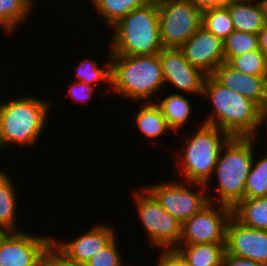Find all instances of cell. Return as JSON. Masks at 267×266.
I'll return each mask as SVG.
<instances>
[{
	"instance_id": "1",
	"label": "cell",
	"mask_w": 267,
	"mask_h": 266,
	"mask_svg": "<svg viewBox=\"0 0 267 266\" xmlns=\"http://www.w3.org/2000/svg\"><path fill=\"white\" fill-rule=\"evenodd\" d=\"M203 97L212 106L203 124L216 126L230 137H258L263 110L251 99L221 85L212 75L205 78Z\"/></svg>"
},
{
	"instance_id": "2",
	"label": "cell",
	"mask_w": 267,
	"mask_h": 266,
	"mask_svg": "<svg viewBox=\"0 0 267 266\" xmlns=\"http://www.w3.org/2000/svg\"><path fill=\"white\" fill-rule=\"evenodd\" d=\"M258 137H230L222 146L212 178L205 184L210 188V181L216 176L217 195L209 197V202H219L233 209L245 197V182L255 154ZM254 149V150H253ZM217 199V200H216Z\"/></svg>"
},
{
	"instance_id": "3",
	"label": "cell",
	"mask_w": 267,
	"mask_h": 266,
	"mask_svg": "<svg viewBox=\"0 0 267 266\" xmlns=\"http://www.w3.org/2000/svg\"><path fill=\"white\" fill-rule=\"evenodd\" d=\"M164 87L158 54L141 56L111 54L110 90L116 95L136 100L138 103L155 102L151 97H159L156 94Z\"/></svg>"
},
{
	"instance_id": "4",
	"label": "cell",
	"mask_w": 267,
	"mask_h": 266,
	"mask_svg": "<svg viewBox=\"0 0 267 266\" xmlns=\"http://www.w3.org/2000/svg\"><path fill=\"white\" fill-rule=\"evenodd\" d=\"M50 106L48 99H40L31 94L0 102L1 151L8 144L28 148L38 144L49 117Z\"/></svg>"
},
{
	"instance_id": "5",
	"label": "cell",
	"mask_w": 267,
	"mask_h": 266,
	"mask_svg": "<svg viewBox=\"0 0 267 266\" xmlns=\"http://www.w3.org/2000/svg\"><path fill=\"white\" fill-rule=\"evenodd\" d=\"M110 53L129 56L154 55L162 49L157 0H151L112 25Z\"/></svg>"
},
{
	"instance_id": "6",
	"label": "cell",
	"mask_w": 267,
	"mask_h": 266,
	"mask_svg": "<svg viewBox=\"0 0 267 266\" xmlns=\"http://www.w3.org/2000/svg\"><path fill=\"white\" fill-rule=\"evenodd\" d=\"M184 153L177 154L182 180L188 183L206 184L213 175L222 146L230 136L216 126L203 124L193 134L183 137Z\"/></svg>"
},
{
	"instance_id": "7",
	"label": "cell",
	"mask_w": 267,
	"mask_h": 266,
	"mask_svg": "<svg viewBox=\"0 0 267 266\" xmlns=\"http://www.w3.org/2000/svg\"><path fill=\"white\" fill-rule=\"evenodd\" d=\"M142 189L133 190L132 194L149 244L159 249H176L180 244L182 223L168 213L145 187Z\"/></svg>"
},
{
	"instance_id": "8",
	"label": "cell",
	"mask_w": 267,
	"mask_h": 266,
	"mask_svg": "<svg viewBox=\"0 0 267 266\" xmlns=\"http://www.w3.org/2000/svg\"><path fill=\"white\" fill-rule=\"evenodd\" d=\"M163 48H180L201 26L202 10L192 0H157Z\"/></svg>"
},
{
	"instance_id": "9",
	"label": "cell",
	"mask_w": 267,
	"mask_h": 266,
	"mask_svg": "<svg viewBox=\"0 0 267 266\" xmlns=\"http://www.w3.org/2000/svg\"><path fill=\"white\" fill-rule=\"evenodd\" d=\"M187 185L190 188L192 185L197 186L196 188L199 189L193 191ZM146 189L168 213L182 224L207 205L209 203L208 198L211 197L207 195L208 189L205 184H188L187 182L184 184L183 180L181 182L174 180L173 182L148 185Z\"/></svg>"
},
{
	"instance_id": "10",
	"label": "cell",
	"mask_w": 267,
	"mask_h": 266,
	"mask_svg": "<svg viewBox=\"0 0 267 266\" xmlns=\"http://www.w3.org/2000/svg\"><path fill=\"white\" fill-rule=\"evenodd\" d=\"M216 204L209 202L182 224L180 244L226 243V227L232 209Z\"/></svg>"
},
{
	"instance_id": "11",
	"label": "cell",
	"mask_w": 267,
	"mask_h": 266,
	"mask_svg": "<svg viewBox=\"0 0 267 266\" xmlns=\"http://www.w3.org/2000/svg\"><path fill=\"white\" fill-rule=\"evenodd\" d=\"M52 246V236L7 231L0 236V266H39Z\"/></svg>"
},
{
	"instance_id": "12",
	"label": "cell",
	"mask_w": 267,
	"mask_h": 266,
	"mask_svg": "<svg viewBox=\"0 0 267 266\" xmlns=\"http://www.w3.org/2000/svg\"><path fill=\"white\" fill-rule=\"evenodd\" d=\"M165 86L202 97L206 74L193 67L180 48H163L159 53Z\"/></svg>"
},
{
	"instance_id": "13",
	"label": "cell",
	"mask_w": 267,
	"mask_h": 266,
	"mask_svg": "<svg viewBox=\"0 0 267 266\" xmlns=\"http://www.w3.org/2000/svg\"><path fill=\"white\" fill-rule=\"evenodd\" d=\"M226 254L267 266V230L242 225L233 216L226 227Z\"/></svg>"
},
{
	"instance_id": "14",
	"label": "cell",
	"mask_w": 267,
	"mask_h": 266,
	"mask_svg": "<svg viewBox=\"0 0 267 266\" xmlns=\"http://www.w3.org/2000/svg\"><path fill=\"white\" fill-rule=\"evenodd\" d=\"M89 229L74 240L66 242L52 238V246L67 260L84 266L97 252L117 238L115 228L106 223L96 224Z\"/></svg>"
},
{
	"instance_id": "15",
	"label": "cell",
	"mask_w": 267,
	"mask_h": 266,
	"mask_svg": "<svg viewBox=\"0 0 267 266\" xmlns=\"http://www.w3.org/2000/svg\"><path fill=\"white\" fill-rule=\"evenodd\" d=\"M180 49L185 59L207 76L225 62L223 41L202 25Z\"/></svg>"
},
{
	"instance_id": "16",
	"label": "cell",
	"mask_w": 267,
	"mask_h": 266,
	"mask_svg": "<svg viewBox=\"0 0 267 266\" xmlns=\"http://www.w3.org/2000/svg\"><path fill=\"white\" fill-rule=\"evenodd\" d=\"M212 76L223 86L251 99L262 110L267 107V76L245 74L227 62L220 64Z\"/></svg>"
},
{
	"instance_id": "17",
	"label": "cell",
	"mask_w": 267,
	"mask_h": 266,
	"mask_svg": "<svg viewBox=\"0 0 267 266\" xmlns=\"http://www.w3.org/2000/svg\"><path fill=\"white\" fill-rule=\"evenodd\" d=\"M226 7L237 31L258 34L267 23L260 0H231Z\"/></svg>"
},
{
	"instance_id": "18",
	"label": "cell",
	"mask_w": 267,
	"mask_h": 266,
	"mask_svg": "<svg viewBox=\"0 0 267 266\" xmlns=\"http://www.w3.org/2000/svg\"><path fill=\"white\" fill-rule=\"evenodd\" d=\"M176 250L191 266H222L225 243L179 244Z\"/></svg>"
},
{
	"instance_id": "19",
	"label": "cell",
	"mask_w": 267,
	"mask_h": 266,
	"mask_svg": "<svg viewBox=\"0 0 267 266\" xmlns=\"http://www.w3.org/2000/svg\"><path fill=\"white\" fill-rule=\"evenodd\" d=\"M171 93L170 95H165L162 100L159 99L158 103H155L161 109L168 127L175 133L181 130L180 128H184L185 124L187 126L191 120V114H193V106L189 98L185 97L184 94Z\"/></svg>"
},
{
	"instance_id": "20",
	"label": "cell",
	"mask_w": 267,
	"mask_h": 266,
	"mask_svg": "<svg viewBox=\"0 0 267 266\" xmlns=\"http://www.w3.org/2000/svg\"><path fill=\"white\" fill-rule=\"evenodd\" d=\"M142 105L140 110L134 113V120L141 134L145 136V139L148 138L151 142H154L163 136L164 133L172 131L168 127L161 109L155 102H145Z\"/></svg>"
},
{
	"instance_id": "21",
	"label": "cell",
	"mask_w": 267,
	"mask_h": 266,
	"mask_svg": "<svg viewBox=\"0 0 267 266\" xmlns=\"http://www.w3.org/2000/svg\"><path fill=\"white\" fill-rule=\"evenodd\" d=\"M16 186L7 171L0 169V229L4 232L18 231L16 209Z\"/></svg>"
},
{
	"instance_id": "22",
	"label": "cell",
	"mask_w": 267,
	"mask_h": 266,
	"mask_svg": "<svg viewBox=\"0 0 267 266\" xmlns=\"http://www.w3.org/2000/svg\"><path fill=\"white\" fill-rule=\"evenodd\" d=\"M232 216L246 227L267 230V196L243 199L232 209Z\"/></svg>"
},
{
	"instance_id": "23",
	"label": "cell",
	"mask_w": 267,
	"mask_h": 266,
	"mask_svg": "<svg viewBox=\"0 0 267 266\" xmlns=\"http://www.w3.org/2000/svg\"><path fill=\"white\" fill-rule=\"evenodd\" d=\"M34 0H0V29L8 36L31 15Z\"/></svg>"
},
{
	"instance_id": "24",
	"label": "cell",
	"mask_w": 267,
	"mask_h": 266,
	"mask_svg": "<svg viewBox=\"0 0 267 266\" xmlns=\"http://www.w3.org/2000/svg\"><path fill=\"white\" fill-rule=\"evenodd\" d=\"M96 13L108 27L114 25L119 19L133 10L142 7L151 0H89ZM95 7V8H94Z\"/></svg>"
},
{
	"instance_id": "25",
	"label": "cell",
	"mask_w": 267,
	"mask_h": 266,
	"mask_svg": "<svg viewBox=\"0 0 267 266\" xmlns=\"http://www.w3.org/2000/svg\"><path fill=\"white\" fill-rule=\"evenodd\" d=\"M104 63L102 68L98 63L89 58L81 60L79 65L75 68L76 76L78 79L75 81H81L88 85L99 86V83L105 82L111 87V53Z\"/></svg>"
},
{
	"instance_id": "26",
	"label": "cell",
	"mask_w": 267,
	"mask_h": 266,
	"mask_svg": "<svg viewBox=\"0 0 267 266\" xmlns=\"http://www.w3.org/2000/svg\"><path fill=\"white\" fill-rule=\"evenodd\" d=\"M202 26L224 41L235 30L229 9L225 7L208 8L202 11Z\"/></svg>"
},
{
	"instance_id": "27",
	"label": "cell",
	"mask_w": 267,
	"mask_h": 266,
	"mask_svg": "<svg viewBox=\"0 0 267 266\" xmlns=\"http://www.w3.org/2000/svg\"><path fill=\"white\" fill-rule=\"evenodd\" d=\"M265 196H267V155L261 156L258 160L254 155L249 175L245 182L244 199Z\"/></svg>"
},
{
	"instance_id": "28",
	"label": "cell",
	"mask_w": 267,
	"mask_h": 266,
	"mask_svg": "<svg viewBox=\"0 0 267 266\" xmlns=\"http://www.w3.org/2000/svg\"><path fill=\"white\" fill-rule=\"evenodd\" d=\"M234 69L245 74L267 76V59L260 50H253L235 57H225Z\"/></svg>"
},
{
	"instance_id": "29",
	"label": "cell",
	"mask_w": 267,
	"mask_h": 266,
	"mask_svg": "<svg viewBox=\"0 0 267 266\" xmlns=\"http://www.w3.org/2000/svg\"><path fill=\"white\" fill-rule=\"evenodd\" d=\"M225 57H235L253 50H259L258 34L232 31L223 41Z\"/></svg>"
},
{
	"instance_id": "30",
	"label": "cell",
	"mask_w": 267,
	"mask_h": 266,
	"mask_svg": "<svg viewBox=\"0 0 267 266\" xmlns=\"http://www.w3.org/2000/svg\"><path fill=\"white\" fill-rule=\"evenodd\" d=\"M116 238L97 252L84 266H124Z\"/></svg>"
},
{
	"instance_id": "31",
	"label": "cell",
	"mask_w": 267,
	"mask_h": 266,
	"mask_svg": "<svg viewBox=\"0 0 267 266\" xmlns=\"http://www.w3.org/2000/svg\"><path fill=\"white\" fill-rule=\"evenodd\" d=\"M69 87L67 94H69V97L73 99L75 103L78 102V104L79 102L82 104L88 103L95 89L94 86L81 81H74Z\"/></svg>"
},
{
	"instance_id": "32",
	"label": "cell",
	"mask_w": 267,
	"mask_h": 266,
	"mask_svg": "<svg viewBox=\"0 0 267 266\" xmlns=\"http://www.w3.org/2000/svg\"><path fill=\"white\" fill-rule=\"evenodd\" d=\"M40 266H83V265L67 260L53 246H51L45 252L44 257L41 259Z\"/></svg>"
},
{
	"instance_id": "33",
	"label": "cell",
	"mask_w": 267,
	"mask_h": 266,
	"mask_svg": "<svg viewBox=\"0 0 267 266\" xmlns=\"http://www.w3.org/2000/svg\"><path fill=\"white\" fill-rule=\"evenodd\" d=\"M156 266H180V253L176 249H161Z\"/></svg>"
},
{
	"instance_id": "34",
	"label": "cell",
	"mask_w": 267,
	"mask_h": 266,
	"mask_svg": "<svg viewBox=\"0 0 267 266\" xmlns=\"http://www.w3.org/2000/svg\"><path fill=\"white\" fill-rule=\"evenodd\" d=\"M222 266H265L264 264L254 262L249 259L224 254Z\"/></svg>"
},
{
	"instance_id": "35",
	"label": "cell",
	"mask_w": 267,
	"mask_h": 266,
	"mask_svg": "<svg viewBox=\"0 0 267 266\" xmlns=\"http://www.w3.org/2000/svg\"><path fill=\"white\" fill-rule=\"evenodd\" d=\"M202 11L208 8L225 7L231 0H192Z\"/></svg>"
},
{
	"instance_id": "36",
	"label": "cell",
	"mask_w": 267,
	"mask_h": 266,
	"mask_svg": "<svg viewBox=\"0 0 267 266\" xmlns=\"http://www.w3.org/2000/svg\"><path fill=\"white\" fill-rule=\"evenodd\" d=\"M259 37V50L264 54L267 59V23L258 33Z\"/></svg>"
},
{
	"instance_id": "37",
	"label": "cell",
	"mask_w": 267,
	"mask_h": 266,
	"mask_svg": "<svg viewBox=\"0 0 267 266\" xmlns=\"http://www.w3.org/2000/svg\"><path fill=\"white\" fill-rule=\"evenodd\" d=\"M263 123H265L264 128H266L265 131L267 132V107L263 110ZM266 136H267V133H266Z\"/></svg>"
},
{
	"instance_id": "38",
	"label": "cell",
	"mask_w": 267,
	"mask_h": 266,
	"mask_svg": "<svg viewBox=\"0 0 267 266\" xmlns=\"http://www.w3.org/2000/svg\"><path fill=\"white\" fill-rule=\"evenodd\" d=\"M260 1L263 5L265 16H266V22H267V0H260Z\"/></svg>"
},
{
	"instance_id": "39",
	"label": "cell",
	"mask_w": 267,
	"mask_h": 266,
	"mask_svg": "<svg viewBox=\"0 0 267 266\" xmlns=\"http://www.w3.org/2000/svg\"><path fill=\"white\" fill-rule=\"evenodd\" d=\"M180 266H191V265H189V264L183 259V257L180 255Z\"/></svg>"
}]
</instances>
